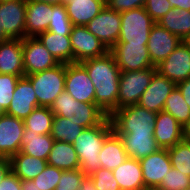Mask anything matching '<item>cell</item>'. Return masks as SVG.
I'll return each mask as SVG.
<instances>
[{
  "instance_id": "6da1fadb",
  "label": "cell",
  "mask_w": 190,
  "mask_h": 190,
  "mask_svg": "<svg viewBox=\"0 0 190 190\" xmlns=\"http://www.w3.org/2000/svg\"><path fill=\"white\" fill-rule=\"evenodd\" d=\"M95 87V104L110 116L117 110L121 71L109 51L103 56L80 62Z\"/></svg>"
},
{
  "instance_id": "7a4b0ae2",
  "label": "cell",
  "mask_w": 190,
  "mask_h": 190,
  "mask_svg": "<svg viewBox=\"0 0 190 190\" xmlns=\"http://www.w3.org/2000/svg\"><path fill=\"white\" fill-rule=\"evenodd\" d=\"M114 132L112 122L107 116L99 125L85 128L72 145L77 152L80 169L86 176L100 169L99 153L105 140Z\"/></svg>"
},
{
  "instance_id": "3957f363",
  "label": "cell",
  "mask_w": 190,
  "mask_h": 190,
  "mask_svg": "<svg viewBox=\"0 0 190 190\" xmlns=\"http://www.w3.org/2000/svg\"><path fill=\"white\" fill-rule=\"evenodd\" d=\"M109 117L115 133H154L157 113L135 104L120 108Z\"/></svg>"
},
{
  "instance_id": "277c9868",
  "label": "cell",
  "mask_w": 190,
  "mask_h": 190,
  "mask_svg": "<svg viewBox=\"0 0 190 190\" xmlns=\"http://www.w3.org/2000/svg\"><path fill=\"white\" fill-rule=\"evenodd\" d=\"M38 99V105L51 107L56 97L65 90L66 63H59L42 72L26 75Z\"/></svg>"
},
{
  "instance_id": "5b68a950",
  "label": "cell",
  "mask_w": 190,
  "mask_h": 190,
  "mask_svg": "<svg viewBox=\"0 0 190 190\" xmlns=\"http://www.w3.org/2000/svg\"><path fill=\"white\" fill-rule=\"evenodd\" d=\"M156 67L136 71H121L117 110L129 105L138 104L141 95L150 85Z\"/></svg>"
},
{
  "instance_id": "8992f818",
  "label": "cell",
  "mask_w": 190,
  "mask_h": 190,
  "mask_svg": "<svg viewBox=\"0 0 190 190\" xmlns=\"http://www.w3.org/2000/svg\"><path fill=\"white\" fill-rule=\"evenodd\" d=\"M155 23L144 7L121 12V31L118 42L147 44L150 30Z\"/></svg>"
},
{
  "instance_id": "52a82bcc",
  "label": "cell",
  "mask_w": 190,
  "mask_h": 190,
  "mask_svg": "<svg viewBox=\"0 0 190 190\" xmlns=\"http://www.w3.org/2000/svg\"><path fill=\"white\" fill-rule=\"evenodd\" d=\"M120 71H136L155 67L149 57L147 44L117 42L110 50Z\"/></svg>"
},
{
  "instance_id": "ba28073f",
  "label": "cell",
  "mask_w": 190,
  "mask_h": 190,
  "mask_svg": "<svg viewBox=\"0 0 190 190\" xmlns=\"http://www.w3.org/2000/svg\"><path fill=\"white\" fill-rule=\"evenodd\" d=\"M85 26L110 50L119 40L121 13L105 5L101 12Z\"/></svg>"
},
{
  "instance_id": "9c48e42d",
  "label": "cell",
  "mask_w": 190,
  "mask_h": 190,
  "mask_svg": "<svg viewBox=\"0 0 190 190\" xmlns=\"http://www.w3.org/2000/svg\"><path fill=\"white\" fill-rule=\"evenodd\" d=\"M70 39L73 49V63L100 57L109 52L107 46L93 35L86 26H73Z\"/></svg>"
},
{
  "instance_id": "30bf717a",
  "label": "cell",
  "mask_w": 190,
  "mask_h": 190,
  "mask_svg": "<svg viewBox=\"0 0 190 190\" xmlns=\"http://www.w3.org/2000/svg\"><path fill=\"white\" fill-rule=\"evenodd\" d=\"M22 49L25 76L42 72L59 64L37 37L22 39Z\"/></svg>"
},
{
  "instance_id": "8fae6325",
  "label": "cell",
  "mask_w": 190,
  "mask_h": 190,
  "mask_svg": "<svg viewBox=\"0 0 190 190\" xmlns=\"http://www.w3.org/2000/svg\"><path fill=\"white\" fill-rule=\"evenodd\" d=\"M65 91L78 102L95 103V87L80 63L66 64Z\"/></svg>"
},
{
  "instance_id": "7c38bea8",
  "label": "cell",
  "mask_w": 190,
  "mask_h": 190,
  "mask_svg": "<svg viewBox=\"0 0 190 190\" xmlns=\"http://www.w3.org/2000/svg\"><path fill=\"white\" fill-rule=\"evenodd\" d=\"M26 0L0 2V25L9 39H24Z\"/></svg>"
},
{
  "instance_id": "4fadbf2b",
  "label": "cell",
  "mask_w": 190,
  "mask_h": 190,
  "mask_svg": "<svg viewBox=\"0 0 190 190\" xmlns=\"http://www.w3.org/2000/svg\"><path fill=\"white\" fill-rule=\"evenodd\" d=\"M25 127L22 119L0 115V157L11 158L21 151Z\"/></svg>"
},
{
  "instance_id": "5bb4252c",
  "label": "cell",
  "mask_w": 190,
  "mask_h": 190,
  "mask_svg": "<svg viewBox=\"0 0 190 190\" xmlns=\"http://www.w3.org/2000/svg\"><path fill=\"white\" fill-rule=\"evenodd\" d=\"M156 69L175 84L190 78V47L182 41Z\"/></svg>"
},
{
  "instance_id": "9a60e30c",
  "label": "cell",
  "mask_w": 190,
  "mask_h": 190,
  "mask_svg": "<svg viewBox=\"0 0 190 190\" xmlns=\"http://www.w3.org/2000/svg\"><path fill=\"white\" fill-rule=\"evenodd\" d=\"M182 40L155 23L149 33L147 49L152 65L157 66L173 52Z\"/></svg>"
},
{
  "instance_id": "2e32d148",
  "label": "cell",
  "mask_w": 190,
  "mask_h": 190,
  "mask_svg": "<svg viewBox=\"0 0 190 190\" xmlns=\"http://www.w3.org/2000/svg\"><path fill=\"white\" fill-rule=\"evenodd\" d=\"M175 87L174 82L156 71L150 85L141 95L138 105L149 111L159 113L163 111L166 98Z\"/></svg>"
},
{
  "instance_id": "e0dca14e",
  "label": "cell",
  "mask_w": 190,
  "mask_h": 190,
  "mask_svg": "<svg viewBox=\"0 0 190 190\" xmlns=\"http://www.w3.org/2000/svg\"><path fill=\"white\" fill-rule=\"evenodd\" d=\"M139 161L146 189L150 187H158L164 176L167 175L172 168L168 149L165 148H160Z\"/></svg>"
},
{
  "instance_id": "ac0fdd59",
  "label": "cell",
  "mask_w": 190,
  "mask_h": 190,
  "mask_svg": "<svg viewBox=\"0 0 190 190\" xmlns=\"http://www.w3.org/2000/svg\"><path fill=\"white\" fill-rule=\"evenodd\" d=\"M36 107L38 99L31 81L26 76L20 77L5 114L24 120Z\"/></svg>"
},
{
  "instance_id": "d6986e66",
  "label": "cell",
  "mask_w": 190,
  "mask_h": 190,
  "mask_svg": "<svg viewBox=\"0 0 190 190\" xmlns=\"http://www.w3.org/2000/svg\"><path fill=\"white\" fill-rule=\"evenodd\" d=\"M153 136L160 148L168 149L184 139L183 126L169 113H157Z\"/></svg>"
},
{
  "instance_id": "ffe728a7",
  "label": "cell",
  "mask_w": 190,
  "mask_h": 190,
  "mask_svg": "<svg viewBox=\"0 0 190 190\" xmlns=\"http://www.w3.org/2000/svg\"><path fill=\"white\" fill-rule=\"evenodd\" d=\"M52 17V5L26 0V37H37L48 30Z\"/></svg>"
},
{
  "instance_id": "44dd1931",
  "label": "cell",
  "mask_w": 190,
  "mask_h": 190,
  "mask_svg": "<svg viewBox=\"0 0 190 190\" xmlns=\"http://www.w3.org/2000/svg\"><path fill=\"white\" fill-rule=\"evenodd\" d=\"M0 74L25 76L22 39L0 43Z\"/></svg>"
},
{
  "instance_id": "7402d4cb",
  "label": "cell",
  "mask_w": 190,
  "mask_h": 190,
  "mask_svg": "<svg viewBox=\"0 0 190 190\" xmlns=\"http://www.w3.org/2000/svg\"><path fill=\"white\" fill-rule=\"evenodd\" d=\"M123 141L128 157L140 160L160 147L157 145L153 133H116Z\"/></svg>"
},
{
  "instance_id": "603a6c76",
  "label": "cell",
  "mask_w": 190,
  "mask_h": 190,
  "mask_svg": "<svg viewBox=\"0 0 190 190\" xmlns=\"http://www.w3.org/2000/svg\"><path fill=\"white\" fill-rule=\"evenodd\" d=\"M120 190H145L140 161L128 157L124 163L112 170Z\"/></svg>"
},
{
  "instance_id": "cb8c5ba5",
  "label": "cell",
  "mask_w": 190,
  "mask_h": 190,
  "mask_svg": "<svg viewBox=\"0 0 190 190\" xmlns=\"http://www.w3.org/2000/svg\"><path fill=\"white\" fill-rule=\"evenodd\" d=\"M106 0H69L65 2L73 26H85L105 7Z\"/></svg>"
},
{
  "instance_id": "d4e9b609",
  "label": "cell",
  "mask_w": 190,
  "mask_h": 190,
  "mask_svg": "<svg viewBox=\"0 0 190 190\" xmlns=\"http://www.w3.org/2000/svg\"><path fill=\"white\" fill-rule=\"evenodd\" d=\"M37 38L59 63H73V49L70 36L45 31L39 34Z\"/></svg>"
},
{
  "instance_id": "484cf974",
  "label": "cell",
  "mask_w": 190,
  "mask_h": 190,
  "mask_svg": "<svg viewBox=\"0 0 190 190\" xmlns=\"http://www.w3.org/2000/svg\"><path fill=\"white\" fill-rule=\"evenodd\" d=\"M128 154L121 138L113 132L104 142L99 153L100 167L114 170L125 162Z\"/></svg>"
},
{
  "instance_id": "4316f807",
  "label": "cell",
  "mask_w": 190,
  "mask_h": 190,
  "mask_svg": "<svg viewBox=\"0 0 190 190\" xmlns=\"http://www.w3.org/2000/svg\"><path fill=\"white\" fill-rule=\"evenodd\" d=\"M47 164L62 170L80 169V162L74 146L64 141L53 142Z\"/></svg>"
},
{
  "instance_id": "83f0119b",
  "label": "cell",
  "mask_w": 190,
  "mask_h": 190,
  "mask_svg": "<svg viewBox=\"0 0 190 190\" xmlns=\"http://www.w3.org/2000/svg\"><path fill=\"white\" fill-rule=\"evenodd\" d=\"M11 171L21 180H33L47 166V160L39 159L21 151L10 158Z\"/></svg>"
},
{
  "instance_id": "f1b7e54d",
  "label": "cell",
  "mask_w": 190,
  "mask_h": 190,
  "mask_svg": "<svg viewBox=\"0 0 190 190\" xmlns=\"http://www.w3.org/2000/svg\"><path fill=\"white\" fill-rule=\"evenodd\" d=\"M157 23L182 41L190 35L189 10L171 8Z\"/></svg>"
},
{
  "instance_id": "f546056e",
  "label": "cell",
  "mask_w": 190,
  "mask_h": 190,
  "mask_svg": "<svg viewBox=\"0 0 190 190\" xmlns=\"http://www.w3.org/2000/svg\"><path fill=\"white\" fill-rule=\"evenodd\" d=\"M54 139L51 134L24 133L21 152L29 156L47 160Z\"/></svg>"
},
{
  "instance_id": "4dcf8cb0",
  "label": "cell",
  "mask_w": 190,
  "mask_h": 190,
  "mask_svg": "<svg viewBox=\"0 0 190 190\" xmlns=\"http://www.w3.org/2000/svg\"><path fill=\"white\" fill-rule=\"evenodd\" d=\"M54 114L50 107H36L24 121V133L51 134Z\"/></svg>"
},
{
  "instance_id": "1f68e13d",
  "label": "cell",
  "mask_w": 190,
  "mask_h": 190,
  "mask_svg": "<svg viewBox=\"0 0 190 190\" xmlns=\"http://www.w3.org/2000/svg\"><path fill=\"white\" fill-rule=\"evenodd\" d=\"M85 128L78 125L77 122L71 117L63 118L61 116L54 115L52 122L51 136L54 141H64L67 143H73L75 138Z\"/></svg>"
},
{
  "instance_id": "d6a6232c",
  "label": "cell",
  "mask_w": 190,
  "mask_h": 190,
  "mask_svg": "<svg viewBox=\"0 0 190 190\" xmlns=\"http://www.w3.org/2000/svg\"><path fill=\"white\" fill-rule=\"evenodd\" d=\"M163 111L171 114L183 127L190 118V107L177 87L166 98Z\"/></svg>"
},
{
  "instance_id": "836d02e7",
  "label": "cell",
  "mask_w": 190,
  "mask_h": 190,
  "mask_svg": "<svg viewBox=\"0 0 190 190\" xmlns=\"http://www.w3.org/2000/svg\"><path fill=\"white\" fill-rule=\"evenodd\" d=\"M107 116L95 103L82 102L72 119L84 128H91L99 125Z\"/></svg>"
},
{
  "instance_id": "e575fe53",
  "label": "cell",
  "mask_w": 190,
  "mask_h": 190,
  "mask_svg": "<svg viewBox=\"0 0 190 190\" xmlns=\"http://www.w3.org/2000/svg\"><path fill=\"white\" fill-rule=\"evenodd\" d=\"M168 153L172 167L190 177V140L183 139L175 146L168 148Z\"/></svg>"
},
{
  "instance_id": "d590c367",
  "label": "cell",
  "mask_w": 190,
  "mask_h": 190,
  "mask_svg": "<svg viewBox=\"0 0 190 190\" xmlns=\"http://www.w3.org/2000/svg\"><path fill=\"white\" fill-rule=\"evenodd\" d=\"M73 24L71 23L65 4L52 5V17L48 25V30L63 36H70Z\"/></svg>"
},
{
  "instance_id": "8d00e7d4",
  "label": "cell",
  "mask_w": 190,
  "mask_h": 190,
  "mask_svg": "<svg viewBox=\"0 0 190 190\" xmlns=\"http://www.w3.org/2000/svg\"><path fill=\"white\" fill-rule=\"evenodd\" d=\"M80 105L81 102L75 100L64 90L56 97L50 109L54 115L68 118L76 113L77 107Z\"/></svg>"
},
{
  "instance_id": "74e56055",
  "label": "cell",
  "mask_w": 190,
  "mask_h": 190,
  "mask_svg": "<svg viewBox=\"0 0 190 190\" xmlns=\"http://www.w3.org/2000/svg\"><path fill=\"white\" fill-rule=\"evenodd\" d=\"M20 77L17 75L0 74V115L10 106L13 92Z\"/></svg>"
},
{
  "instance_id": "f35d334b",
  "label": "cell",
  "mask_w": 190,
  "mask_h": 190,
  "mask_svg": "<svg viewBox=\"0 0 190 190\" xmlns=\"http://www.w3.org/2000/svg\"><path fill=\"white\" fill-rule=\"evenodd\" d=\"M63 170L47 164L33 181L39 190H55Z\"/></svg>"
},
{
  "instance_id": "ab89813d",
  "label": "cell",
  "mask_w": 190,
  "mask_h": 190,
  "mask_svg": "<svg viewBox=\"0 0 190 190\" xmlns=\"http://www.w3.org/2000/svg\"><path fill=\"white\" fill-rule=\"evenodd\" d=\"M188 186H190V177L172 167L158 187L166 190H185Z\"/></svg>"
},
{
  "instance_id": "60d3db41",
  "label": "cell",
  "mask_w": 190,
  "mask_h": 190,
  "mask_svg": "<svg viewBox=\"0 0 190 190\" xmlns=\"http://www.w3.org/2000/svg\"><path fill=\"white\" fill-rule=\"evenodd\" d=\"M85 176L81 169L63 170L55 190H79Z\"/></svg>"
},
{
  "instance_id": "b9f144b4",
  "label": "cell",
  "mask_w": 190,
  "mask_h": 190,
  "mask_svg": "<svg viewBox=\"0 0 190 190\" xmlns=\"http://www.w3.org/2000/svg\"><path fill=\"white\" fill-rule=\"evenodd\" d=\"M96 190H120L119 184L113 176L112 170L100 168L92 175Z\"/></svg>"
},
{
  "instance_id": "7bdbcfd3",
  "label": "cell",
  "mask_w": 190,
  "mask_h": 190,
  "mask_svg": "<svg viewBox=\"0 0 190 190\" xmlns=\"http://www.w3.org/2000/svg\"><path fill=\"white\" fill-rule=\"evenodd\" d=\"M172 7L168 0H146L144 9L157 23Z\"/></svg>"
},
{
  "instance_id": "ee69618b",
  "label": "cell",
  "mask_w": 190,
  "mask_h": 190,
  "mask_svg": "<svg viewBox=\"0 0 190 190\" xmlns=\"http://www.w3.org/2000/svg\"><path fill=\"white\" fill-rule=\"evenodd\" d=\"M146 0H106V5L119 13L144 7Z\"/></svg>"
},
{
  "instance_id": "f6af8a7d",
  "label": "cell",
  "mask_w": 190,
  "mask_h": 190,
  "mask_svg": "<svg viewBox=\"0 0 190 190\" xmlns=\"http://www.w3.org/2000/svg\"><path fill=\"white\" fill-rule=\"evenodd\" d=\"M0 190H21V179L10 171L0 182Z\"/></svg>"
},
{
  "instance_id": "bcb514c9",
  "label": "cell",
  "mask_w": 190,
  "mask_h": 190,
  "mask_svg": "<svg viewBox=\"0 0 190 190\" xmlns=\"http://www.w3.org/2000/svg\"><path fill=\"white\" fill-rule=\"evenodd\" d=\"M176 87L179 89V91L183 95L184 100L190 107V78L177 83Z\"/></svg>"
},
{
  "instance_id": "7dc6e473",
  "label": "cell",
  "mask_w": 190,
  "mask_h": 190,
  "mask_svg": "<svg viewBox=\"0 0 190 190\" xmlns=\"http://www.w3.org/2000/svg\"><path fill=\"white\" fill-rule=\"evenodd\" d=\"M11 171L10 159L0 157V182Z\"/></svg>"
},
{
  "instance_id": "c3c4849f",
  "label": "cell",
  "mask_w": 190,
  "mask_h": 190,
  "mask_svg": "<svg viewBox=\"0 0 190 190\" xmlns=\"http://www.w3.org/2000/svg\"><path fill=\"white\" fill-rule=\"evenodd\" d=\"M175 9H184L190 11V0H168Z\"/></svg>"
},
{
  "instance_id": "681fc988",
  "label": "cell",
  "mask_w": 190,
  "mask_h": 190,
  "mask_svg": "<svg viewBox=\"0 0 190 190\" xmlns=\"http://www.w3.org/2000/svg\"><path fill=\"white\" fill-rule=\"evenodd\" d=\"M79 190H96V186L90 176L83 178Z\"/></svg>"
},
{
  "instance_id": "f907efd6",
  "label": "cell",
  "mask_w": 190,
  "mask_h": 190,
  "mask_svg": "<svg viewBox=\"0 0 190 190\" xmlns=\"http://www.w3.org/2000/svg\"><path fill=\"white\" fill-rule=\"evenodd\" d=\"M21 190H39L33 180H21Z\"/></svg>"
},
{
  "instance_id": "816d5d0a",
  "label": "cell",
  "mask_w": 190,
  "mask_h": 190,
  "mask_svg": "<svg viewBox=\"0 0 190 190\" xmlns=\"http://www.w3.org/2000/svg\"><path fill=\"white\" fill-rule=\"evenodd\" d=\"M29 1H37V2H41V3H47L50 5H61V4H65V0H29Z\"/></svg>"
},
{
  "instance_id": "f5cc1de1",
  "label": "cell",
  "mask_w": 190,
  "mask_h": 190,
  "mask_svg": "<svg viewBox=\"0 0 190 190\" xmlns=\"http://www.w3.org/2000/svg\"><path fill=\"white\" fill-rule=\"evenodd\" d=\"M184 130V139L190 140V118L186 125L183 127Z\"/></svg>"
},
{
  "instance_id": "db71d44e",
  "label": "cell",
  "mask_w": 190,
  "mask_h": 190,
  "mask_svg": "<svg viewBox=\"0 0 190 190\" xmlns=\"http://www.w3.org/2000/svg\"><path fill=\"white\" fill-rule=\"evenodd\" d=\"M9 38L5 35L2 26L0 25V43L8 41Z\"/></svg>"
},
{
  "instance_id": "11a10c76",
  "label": "cell",
  "mask_w": 190,
  "mask_h": 190,
  "mask_svg": "<svg viewBox=\"0 0 190 190\" xmlns=\"http://www.w3.org/2000/svg\"><path fill=\"white\" fill-rule=\"evenodd\" d=\"M145 190H166V189H163L161 187H150V188H147Z\"/></svg>"
},
{
  "instance_id": "9f6ffc18",
  "label": "cell",
  "mask_w": 190,
  "mask_h": 190,
  "mask_svg": "<svg viewBox=\"0 0 190 190\" xmlns=\"http://www.w3.org/2000/svg\"><path fill=\"white\" fill-rule=\"evenodd\" d=\"M184 41L190 47V35Z\"/></svg>"
}]
</instances>
